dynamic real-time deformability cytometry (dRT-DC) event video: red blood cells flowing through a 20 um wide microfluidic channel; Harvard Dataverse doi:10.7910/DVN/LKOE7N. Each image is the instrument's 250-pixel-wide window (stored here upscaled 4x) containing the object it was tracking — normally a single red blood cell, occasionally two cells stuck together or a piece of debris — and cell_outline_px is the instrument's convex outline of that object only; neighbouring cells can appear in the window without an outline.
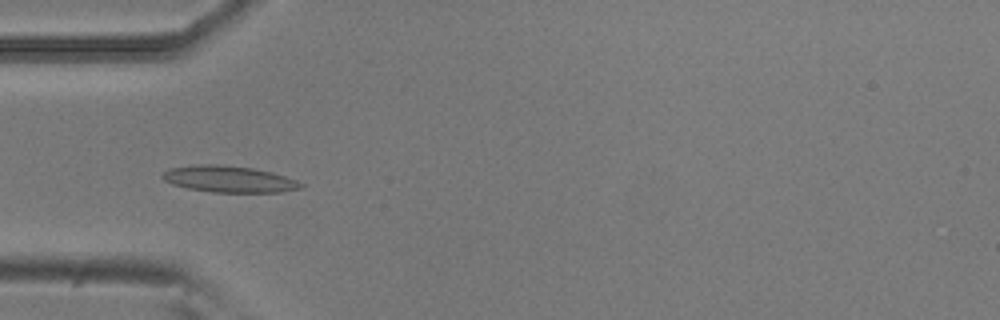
{"species": "common noctule bat (a hibernating species)", "species_latin": "Nyctalus noctula", "temperature_condition": "room temperature", "stored_images_in_passage": 10, "camera_frame_rate_fps": 3000, "um_per_image_px": 0.085, "animal": {"sex": "male", "body_mass_g": 20.5, "forearm_length_mm": 52.5}, "frame": {"image": 1, "passage_image": 5, "time_ms": 1.333, "image_size_px": [1000, 320], "cell_outline_px": [[304, 188], [280, 192], [212, 192], [188, 188], [172, 184], [164, 180], [160, 176], [168, 168], [196, 164], [216, 164], [252, 168], [272, 172], [296, 180], [304, 184]], "centroid_in_image_um": [19.46, 15.22], "position_along_channel_um": 65.5, "area_um2": 21.39}}
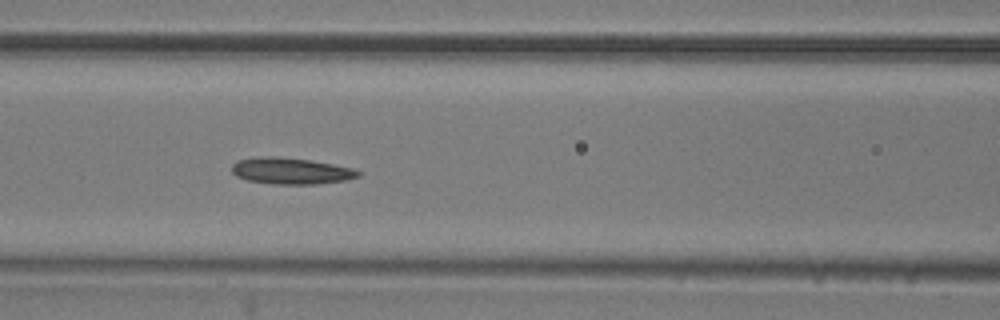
{"frame": {"image": 2, "passage_image": 7, "time_ms": 2.0, "image_size_px": [1000, 320], "cell_outline_px": [[360, 176], [344, 180], [316, 184], [272, 184], [248, 180], [236, 176], [232, 172], [232, 164], [236, 160], [256, 156], [276, 156], [312, 160], [352, 168], [360, 172]], "centroid_in_image_um": [24.68, 14.51], "position_along_channel_um": 141.9, "area_um2": 19.54}}
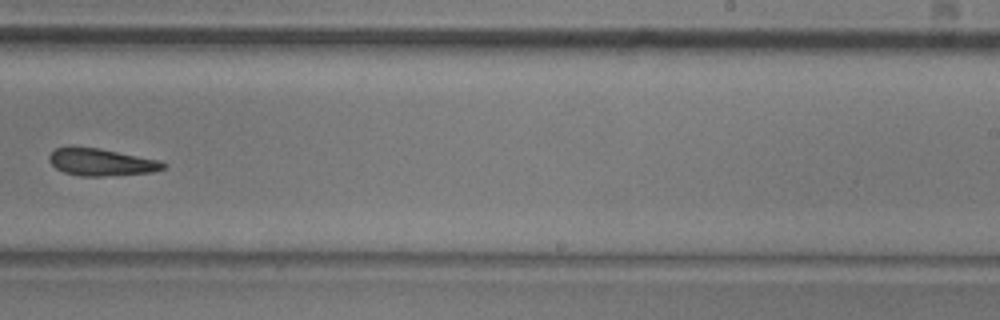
{"frame": {"image": 3, "passage_image": 10, "time_ms": 3.0, "image_size_px": [1000, 320], "cell_outline_px": [[168, 164], [164, 168], [152, 172], [100, 176], [80, 176], [64, 172], [56, 168], [48, 160], [48, 156], [56, 148], [100, 148], [160, 160]], "centroid_in_image_um": [8.64, 13.79], "position_along_channel_um": 280.4, "area_um2": 17.8}}